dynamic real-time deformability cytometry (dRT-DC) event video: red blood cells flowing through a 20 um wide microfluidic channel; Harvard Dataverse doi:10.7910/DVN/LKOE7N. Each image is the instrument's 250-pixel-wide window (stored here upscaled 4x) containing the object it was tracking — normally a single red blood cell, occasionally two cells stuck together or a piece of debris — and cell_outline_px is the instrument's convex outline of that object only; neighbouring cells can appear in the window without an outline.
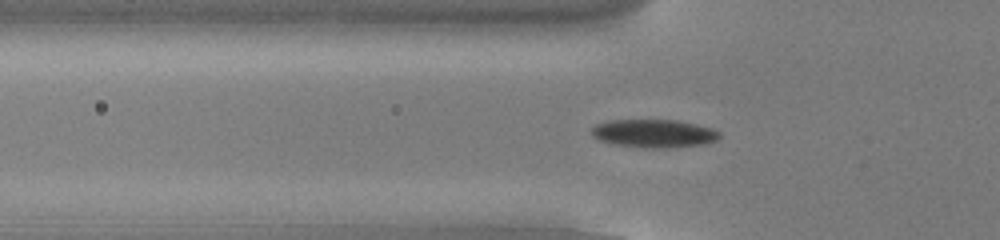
{"species": "common noctule bat (a hibernating species)", "species_latin": "Nyctalus noctula", "temperature_condition": "cold", "stored_images_in_passage": 54, "camera_frame_rate_fps": 3000, "um_per_image_px": 0.085, "animal": {"sex": "male", "body_mass_g": 13.0, "forearm_length_mm": 53.1}, "frame": {"image": 1, "passage_image": 18, "time_ms": 5.667, "image_size_px": [1000, 240], "cell_outline_px": [[720, 136], [716, 140], [704, 144], [660, 148], [648, 148], [612, 144], [600, 140], [592, 136], [592, 128], [596, 124], [608, 120], [676, 120], [696, 124], [712, 128], [720, 132]], "centroid_in_image_um": [55.57, 11.34], "position_along_channel_um": 70.2, "area_um2": 20.92}}
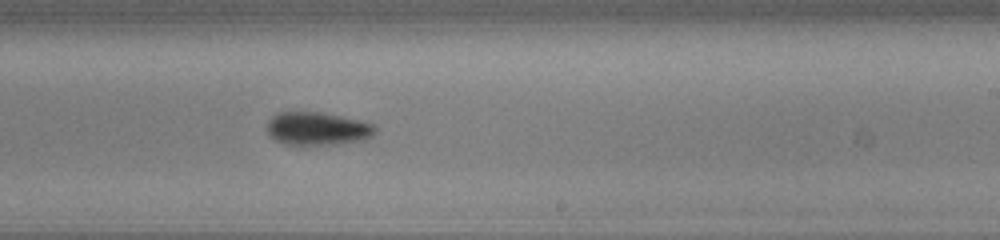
{"frame": {"image": 2, "passage_image": 33, "time_ms": 10.667, "image_size_px": [1000, 240], "cell_outline_px": [[376, 132], [368, 140], [336, 144], [284, 144], [268, 136], [268, 120], [272, 116], [280, 112], [320, 112], [340, 116], [372, 124], [376, 128]], "centroid_in_image_um": [26.98, 10.94], "position_along_channel_um": 262.0, "area_um2": 20.75}}
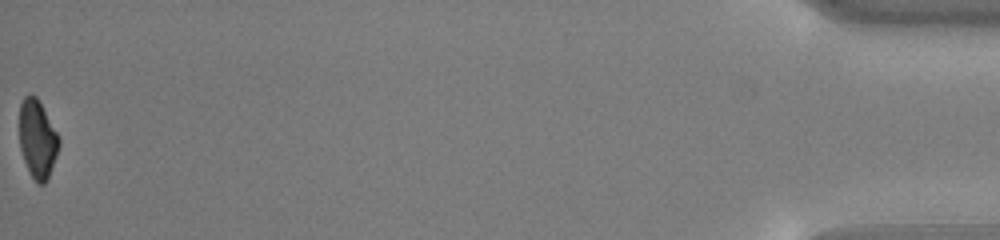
{"frame": {"image": 3, "passage_image": 54, "time_ms": 17.667, "image_size_px": [1000, 240], "cell_outline_px": [[60, 144], [56, 156], [48, 176], [44, 184], [36, 184], [24, 160], [20, 148], [20, 104], [24, 96], [36, 96], [56, 132], [60, 140]], "centroid_in_image_um": [3.17, 11.84], "position_along_channel_um": 432.0, "area_um2": 17.51}, "authors_computed_cell_mechanics": {"area_um2": 19.8254, "velocity_mm_per_s": 3.8447, "shape_relaxation_time_tau1_ms": 2.1582, "shape_relaxation_time_tau2_ms": null, "deformation_change_tau1": 0.0949, "deformation_change_tau2": null}}